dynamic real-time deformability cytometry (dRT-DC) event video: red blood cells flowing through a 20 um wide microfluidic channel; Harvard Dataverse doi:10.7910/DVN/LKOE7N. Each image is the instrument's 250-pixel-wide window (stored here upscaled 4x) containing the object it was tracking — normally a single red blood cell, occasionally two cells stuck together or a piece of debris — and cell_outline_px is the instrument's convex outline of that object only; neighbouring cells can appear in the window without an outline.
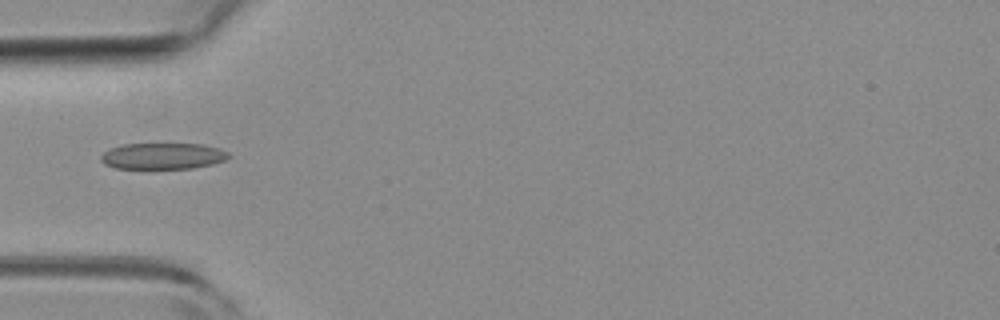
{"species": "common noctule bat (a hibernating species)", "species_latin": "Nyctalus noctula", "temperature_condition": "room temperature", "stored_images_in_passage": 5, "camera_frame_rate_fps": 3000, "um_per_image_px": 0.085, "animal": {"sex": "female", "body_mass_g": 19.3, "forearm_length_mm": 54.1}, "frame": {"image": 1, "passage_image": 4, "time_ms": 1.0, "image_size_px": [1000, 320], "cell_outline_px": [[232, 156], [224, 160], [212, 164], [192, 168], [116, 168], [104, 164], [100, 160], [100, 156], [104, 152], [112, 148], [124, 144], [204, 144], [220, 148], [228, 152]], "centroid_in_image_um": [13.87, 13.26], "position_along_channel_um": 71.1, "area_um2": 19.48}}
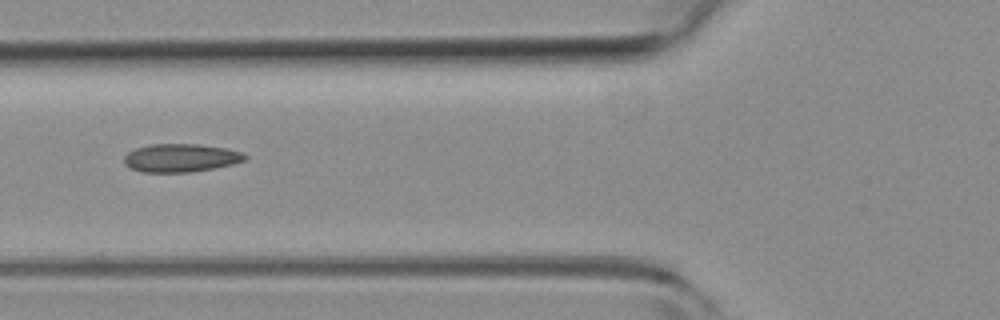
{"frame": {"image": 2, "passage_image": 5, "time_ms": 1.333, "image_size_px": [1000, 320], "cell_outline_px": [[248, 160], [216, 168], [192, 172], [140, 172], [124, 164], [124, 156], [128, 152], [136, 148], [152, 144], [200, 144], [228, 148], [244, 152], [248, 156]], "centroid_in_image_um": [15.43, 13.42], "position_along_channel_um": 110.4, "area_um2": 20.17}}